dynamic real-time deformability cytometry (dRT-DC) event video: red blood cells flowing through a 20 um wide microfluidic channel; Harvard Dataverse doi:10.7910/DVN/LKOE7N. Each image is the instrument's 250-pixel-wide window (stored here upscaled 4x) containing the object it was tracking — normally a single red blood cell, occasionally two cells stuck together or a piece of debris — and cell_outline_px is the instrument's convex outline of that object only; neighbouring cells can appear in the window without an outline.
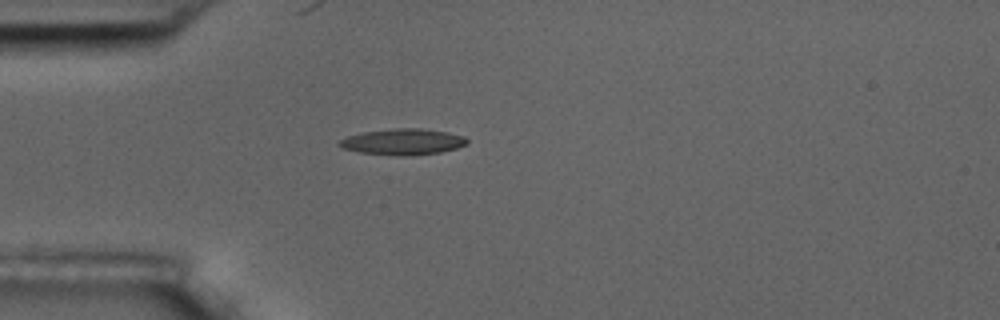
{"species": "common noctule bat (a hibernating species)", "species_latin": "Nyctalus noctula", "temperature_condition": "room temperature", "stored_images_in_passage": 5, "camera_frame_rate_fps": 3000, "um_per_image_px": 0.085, "animal": {"sex": "male", "body_mass_g": 17.5, "forearm_length_mm": 52.3}, "frame": {"image": 1, "passage_image": 4, "time_ms": 3.333, "image_size_px": [1000, 320], "cell_outline_px": [[468, 144], [456, 148], [440, 152], [404, 156], [360, 152], [344, 148], [336, 144], [340, 140], [348, 136], [364, 132], [396, 128], [420, 128], [448, 132], [464, 136], [468, 140]], "centroid_in_image_um": [34.27, 12.04], "position_along_channel_um": 50.7, "area_um2": 19.19}}